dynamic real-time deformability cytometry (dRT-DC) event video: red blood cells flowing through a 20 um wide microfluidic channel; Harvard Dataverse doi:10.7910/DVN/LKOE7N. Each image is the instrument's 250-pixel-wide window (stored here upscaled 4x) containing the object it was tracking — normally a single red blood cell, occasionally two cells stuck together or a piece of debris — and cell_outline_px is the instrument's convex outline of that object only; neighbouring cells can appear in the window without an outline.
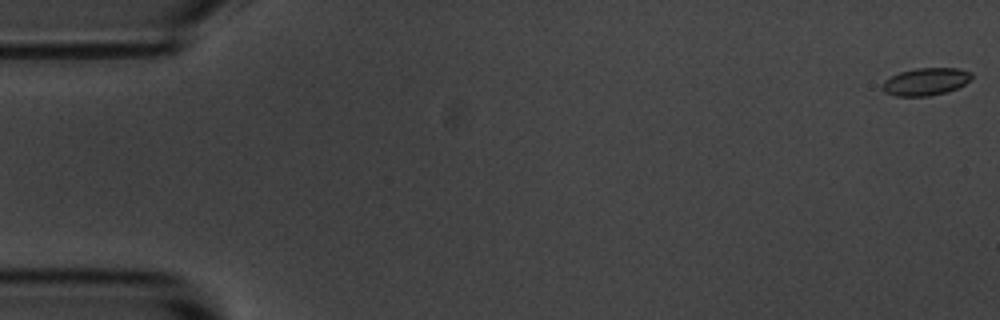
{"species": "common noctule bat (a hibernating species)", "species_latin": "Nyctalus noctula", "temperature_condition": "room temperature", "stored_images_in_passage": 15, "camera_frame_rate_fps": 3000, "um_per_image_px": 0.085, "animal": {"sex": "male", "body_mass_g": 20.1, "forearm_length_mm": 53.5}, "frame": {"image": 1, "passage_image": 1, "time_ms": 0.0, "image_size_px": [1000, 320], "cell_outline_px": [[972, 76], [964, 84], [948, 92], [928, 96], [896, 96], [884, 92], [880, 88], [884, 80], [900, 72], [916, 68], [956, 68], [972, 72]], "centroid_in_image_um": [78.65, 6.94], "position_along_channel_um": 6.3, "area_um2": 14.28}}
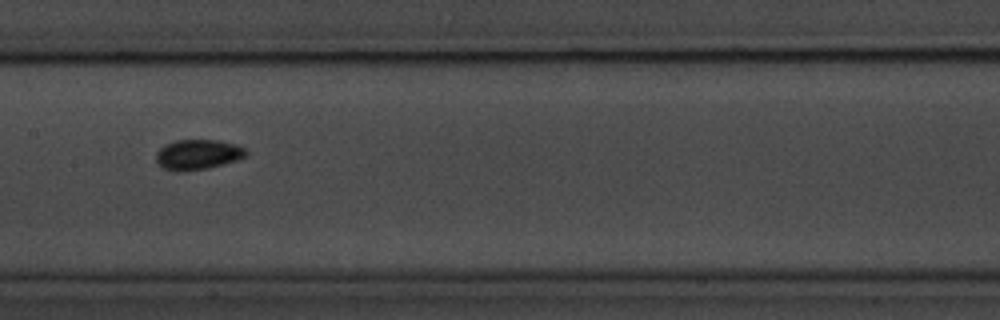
{"frame": {"image": 2, "passage_image": 8, "time_ms": 9.0, "image_size_px": [1000, 320], "cell_outline_px": [[248, 156], [224, 164], [208, 168], [184, 172], [176, 172], [164, 168], [156, 160], [156, 152], [164, 144], [176, 140], [216, 140], [236, 144], [244, 148], [248, 152]], "centroid_in_image_um": [16.82, 13.14], "position_along_channel_um": 190.6, "area_um2": 15.95}}
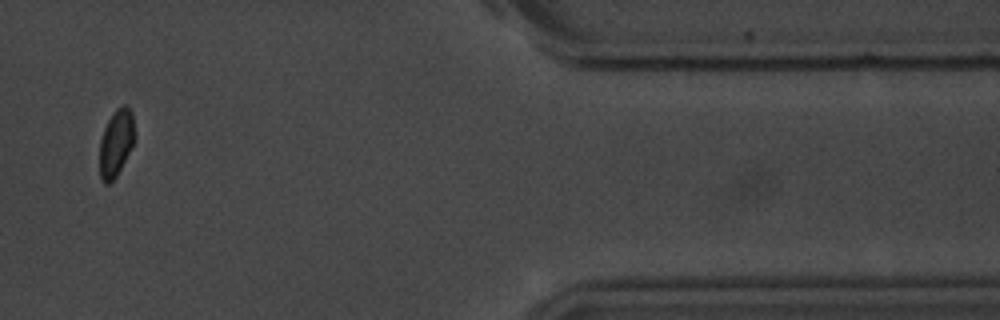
{"frame": {"image": 3, "passage_image": 14, "time_ms": 16.0, "image_size_px": [1000, 320], "cell_outline_px": [[136, 140], [116, 176], [108, 184], [104, 184], [100, 176], [100, 140], [104, 128], [112, 112], [116, 108], [124, 104], [132, 112], [136, 136]], "centroid_in_image_um": [9.89, 12.12], "position_along_channel_um": 401.5, "area_um2": 13.81}, "authors_computed_cell_mechanics": {"area_um2": 14.2188, "velocity_mm_per_s": 3.6248, "shape_relaxation_time_tau1_ms": 1.1707, "shape_relaxation_time_tau2_ms": 4.1205, "deformation_change_tau1": 0.0651, "deformation_change_tau2": 0.046}}